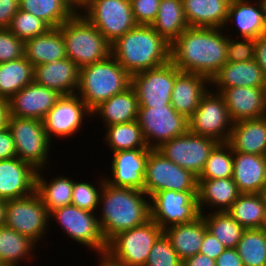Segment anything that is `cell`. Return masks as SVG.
I'll return each mask as SVG.
<instances>
[{
  "label": "cell",
  "instance_id": "cell-56",
  "mask_svg": "<svg viewBox=\"0 0 266 266\" xmlns=\"http://www.w3.org/2000/svg\"><path fill=\"white\" fill-rule=\"evenodd\" d=\"M7 200H0V227L5 225Z\"/></svg>",
  "mask_w": 266,
  "mask_h": 266
},
{
  "label": "cell",
  "instance_id": "cell-1",
  "mask_svg": "<svg viewBox=\"0 0 266 266\" xmlns=\"http://www.w3.org/2000/svg\"><path fill=\"white\" fill-rule=\"evenodd\" d=\"M227 32L224 28L188 27L170 44V61L181 72L211 80L227 62Z\"/></svg>",
  "mask_w": 266,
  "mask_h": 266
},
{
  "label": "cell",
  "instance_id": "cell-27",
  "mask_svg": "<svg viewBox=\"0 0 266 266\" xmlns=\"http://www.w3.org/2000/svg\"><path fill=\"white\" fill-rule=\"evenodd\" d=\"M240 194L233 178L198 180L197 200L200 213H207L209 209L210 212H225Z\"/></svg>",
  "mask_w": 266,
  "mask_h": 266
},
{
  "label": "cell",
  "instance_id": "cell-25",
  "mask_svg": "<svg viewBox=\"0 0 266 266\" xmlns=\"http://www.w3.org/2000/svg\"><path fill=\"white\" fill-rule=\"evenodd\" d=\"M210 88V80L206 76L180 72L175 78L171 105L177 113L189 119Z\"/></svg>",
  "mask_w": 266,
  "mask_h": 266
},
{
  "label": "cell",
  "instance_id": "cell-40",
  "mask_svg": "<svg viewBox=\"0 0 266 266\" xmlns=\"http://www.w3.org/2000/svg\"><path fill=\"white\" fill-rule=\"evenodd\" d=\"M201 216L206 222L208 231H210L225 248H236L245 229L226 211L207 212L201 214Z\"/></svg>",
  "mask_w": 266,
  "mask_h": 266
},
{
  "label": "cell",
  "instance_id": "cell-9",
  "mask_svg": "<svg viewBox=\"0 0 266 266\" xmlns=\"http://www.w3.org/2000/svg\"><path fill=\"white\" fill-rule=\"evenodd\" d=\"M80 13L110 44L138 25L130 0H89Z\"/></svg>",
  "mask_w": 266,
  "mask_h": 266
},
{
  "label": "cell",
  "instance_id": "cell-57",
  "mask_svg": "<svg viewBox=\"0 0 266 266\" xmlns=\"http://www.w3.org/2000/svg\"><path fill=\"white\" fill-rule=\"evenodd\" d=\"M76 11H80L89 0H67Z\"/></svg>",
  "mask_w": 266,
  "mask_h": 266
},
{
  "label": "cell",
  "instance_id": "cell-2",
  "mask_svg": "<svg viewBox=\"0 0 266 266\" xmlns=\"http://www.w3.org/2000/svg\"><path fill=\"white\" fill-rule=\"evenodd\" d=\"M98 208V223L107 243L118 233L151 219L150 198L144 191L114 187L107 182H104Z\"/></svg>",
  "mask_w": 266,
  "mask_h": 266
},
{
  "label": "cell",
  "instance_id": "cell-34",
  "mask_svg": "<svg viewBox=\"0 0 266 266\" xmlns=\"http://www.w3.org/2000/svg\"><path fill=\"white\" fill-rule=\"evenodd\" d=\"M36 246L34 241L17 231L5 225L0 227V262L9 266H19L21 261L22 264L31 263L30 259H37Z\"/></svg>",
  "mask_w": 266,
  "mask_h": 266
},
{
  "label": "cell",
  "instance_id": "cell-15",
  "mask_svg": "<svg viewBox=\"0 0 266 266\" xmlns=\"http://www.w3.org/2000/svg\"><path fill=\"white\" fill-rule=\"evenodd\" d=\"M218 143L213 138L194 134L188 130L186 133L162 143L156 150L165 158L198 177Z\"/></svg>",
  "mask_w": 266,
  "mask_h": 266
},
{
  "label": "cell",
  "instance_id": "cell-52",
  "mask_svg": "<svg viewBox=\"0 0 266 266\" xmlns=\"http://www.w3.org/2000/svg\"><path fill=\"white\" fill-rule=\"evenodd\" d=\"M215 262L216 266H244L236 248H226Z\"/></svg>",
  "mask_w": 266,
  "mask_h": 266
},
{
  "label": "cell",
  "instance_id": "cell-62",
  "mask_svg": "<svg viewBox=\"0 0 266 266\" xmlns=\"http://www.w3.org/2000/svg\"><path fill=\"white\" fill-rule=\"evenodd\" d=\"M0 266H9L8 264H4L2 262H0Z\"/></svg>",
  "mask_w": 266,
  "mask_h": 266
},
{
  "label": "cell",
  "instance_id": "cell-53",
  "mask_svg": "<svg viewBox=\"0 0 266 266\" xmlns=\"http://www.w3.org/2000/svg\"><path fill=\"white\" fill-rule=\"evenodd\" d=\"M266 75V34L255 39V59Z\"/></svg>",
  "mask_w": 266,
  "mask_h": 266
},
{
  "label": "cell",
  "instance_id": "cell-61",
  "mask_svg": "<svg viewBox=\"0 0 266 266\" xmlns=\"http://www.w3.org/2000/svg\"><path fill=\"white\" fill-rule=\"evenodd\" d=\"M264 6H265V14H266V0H263Z\"/></svg>",
  "mask_w": 266,
  "mask_h": 266
},
{
  "label": "cell",
  "instance_id": "cell-49",
  "mask_svg": "<svg viewBox=\"0 0 266 266\" xmlns=\"http://www.w3.org/2000/svg\"><path fill=\"white\" fill-rule=\"evenodd\" d=\"M225 249L224 245L210 231L207 230L199 253L216 260Z\"/></svg>",
  "mask_w": 266,
  "mask_h": 266
},
{
  "label": "cell",
  "instance_id": "cell-58",
  "mask_svg": "<svg viewBox=\"0 0 266 266\" xmlns=\"http://www.w3.org/2000/svg\"><path fill=\"white\" fill-rule=\"evenodd\" d=\"M259 195L262 198V201L265 207V212H266V187L259 192Z\"/></svg>",
  "mask_w": 266,
  "mask_h": 266
},
{
  "label": "cell",
  "instance_id": "cell-41",
  "mask_svg": "<svg viewBox=\"0 0 266 266\" xmlns=\"http://www.w3.org/2000/svg\"><path fill=\"white\" fill-rule=\"evenodd\" d=\"M234 152L228 142H219L207 161L197 180L225 179L233 176Z\"/></svg>",
  "mask_w": 266,
  "mask_h": 266
},
{
  "label": "cell",
  "instance_id": "cell-31",
  "mask_svg": "<svg viewBox=\"0 0 266 266\" xmlns=\"http://www.w3.org/2000/svg\"><path fill=\"white\" fill-rule=\"evenodd\" d=\"M24 57L35 67L54 59L66 58L65 42L59 28L24 41Z\"/></svg>",
  "mask_w": 266,
  "mask_h": 266
},
{
  "label": "cell",
  "instance_id": "cell-42",
  "mask_svg": "<svg viewBox=\"0 0 266 266\" xmlns=\"http://www.w3.org/2000/svg\"><path fill=\"white\" fill-rule=\"evenodd\" d=\"M236 250L244 266H266V235L261 228L245 229Z\"/></svg>",
  "mask_w": 266,
  "mask_h": 266
},
{
  "label": "cell",
  "instance_id": "cell-54",
  "mask_svg": "<svg viewBox=\"0 0 266 266\" xmlns=\"http://www.w3.org/2000/svg\"><path fill=\"white\" fill-rule=\"evenodd\" d=\"M182 266H216L215 260L198 253L182 261Z\"/></svg>",
  "mask_w": 266,
  "mask_h": 266
},
{
  "label": "cell",
  "instance_id": "cell-48",
  "mask_svg": "<svg viewBox=\"0 0 266 266\" xmlns=\"http://www.w3.org/2000/svg\"><path fill=\"white\" fill-rule=\"evenodd\" d=\"M161 0H130L132 12L138 25H151L158 14Z\"/></svg>",
  "mask_w": 266,
  "mask_h": 266
},
{
  "label": "cell",
  "instance_id": "cell-44",
  "mask_svg": "<svg viewBox=\"0 0 266 266\" xmlns=\"http://www.w3.org/2000/svg\"><path fill=\"white\" fill-rule=\"evenodd\" d=\"M8 29L23 41L46 33L50 27L32 13L18 9Z\"/></svg>",
  "mask_w": 266,
  "mask_h": 266
},
{
  "label": "cell",
  "instance_id": "cell-55",
  "mask_svg": "<svg viewBox=\"0 0 266 266\" xmlns=\"http://www.w3.org/2000/svg\"><path fill=\"white\" fill-rule=\"evenodd\" d=\"M9 101L0 97V130L8 125Z\"/></svg>",
  "mask_w": 266,
  "mask_h": 266
},
{
  "label": "cell",
  "instance_id": "cell-59",
  "mask_svg": "<svg viewBox=\"0 0 266 266\" xmlns=\"http://www.w3.org/2000/svg\"><path fill=\"white\" fill-rule=\"evenodd\" d=\"M99 263H97L99 266H113L109 264L104 258H98Z\"/></svg>",
  "mask_w": 266,
  "mask_h": 266
},
{
  "label": "cell",
  "instance_id": "cell-60",
  "mask_svg": "<svg viewBox=\"0 0 266 266\" xmlns=\"http://www.w3.org/2000/svg\"><path fill=\"white\" fill-rule=\"evenodd\" d=\"M261 229L263 230L264 234L266 235V218L264 220V223H263V226Z\"/></svg>",
  "mask_w": 266,
  "mask_h": 266
},
{
  "label": "cell",
  "instance_id": "cell-36",
  "mask_svg": "<svg viewBox=\"0 0 266 266\" xmlns=\"http://www.w3.org/2000/svg\"><path fill=\"white\" fill-rule=\"evenodd\" d=\"M34 81V66L23 56L0 63V97L9 100Z\"/></svg>",
  "mask_w": 266,
  "mask_h": 266
},
{
  "label": "cell",
  "instance_id": "cell-46",
  "mask_svg": "<svg viewBox=\"0 0 266 266\" xmlns=\"http://www.w3.org/2000/svg\"><path fill=\"white\" fill-rule=\"evenodd\" d=\"M255 59V39L227 37V62H245Z\"/></svg>",
  "mask_w": 266,
  "mask_h": 266
},
{
  "label": "cell",
  "instance_id": "cell-13",
  "mask_svg": "<svg viewBox=\"0 0 266 266\" xmlns=\"http://www.w3.org/2000/svg\"><path fill=\"white\" fill-rule=\"evenodd\" d=\"M137 121L149 148L156 149L189 130L188 119L172 107H139Z\"/></svg>",
  "mask_w": 266,
  "mask_h": 266
},
{
  "label": "cell",
  "instance_id": "cell-35",
  "mask_svg": "<svg viewBox=\"0 0 266 266\" xmlns=\"http://www.w3.org/2000/svg\"><path fill=\"white\" fill-rule=\"evenodd\" d=\"M152 28L168 43H172L188 27L182 0H161Z\"/></svg>",
  "mask_w": 266,
  "mask_h": 266
},
{
  "label": "cell",
  "instance_id": "cell-17",
  "mask_svg": "<svg viewBox=\"0 0 266 266\" xmlns=\"http://www.w3.org/2000/svg\"><path fill=\"white\" fill-rule=\"evenodd\" d=\"M92 118L91 110L77 95L61 96L44 117L43 126L48 138L53 142V137L63 140L71 138L82 130L84 120Z\"/></svg>",
  "mask_w": 266,
  "mask_h": 266
},
{
  "label": "cell",
  "instance_id": "cell-5",
  "mask_svg": "<svg viewBox=\"0 0 266 266\" xmlns=\"http://www.w3.org/2000/svg\"><path fill=\"white\" fill-rule=\"evenodd\" d=\"M59 29L63 34L67 58L79 68L102 61L111 55V44L80 11Z\"/></svg>",
  "mask_w": 266,
  "mask_h": 266
},
{
  "label": "cell",
  "instance_id": "cell-23",
  "mask_svg": "<svg viewBox=\"0 0 266 266\" xmlns=\"http://www.w3.org/2000/svg\"><path fill=\"white\" fill-rule=\"evenodd\" d=\"M80 68L69 58L54 59L34 67V81L61 96L76 93Z\"/></svg>",
  "mask_w": 266,
  "mask_h": 266
},
{
  "label": "cell",
  "instance_id": "cell-30",
  "mask_svg": "<svg viewBox=\"0 0 266 266\" xmlns=\"http://www.w3.org/2000/svg\"><path fill=\"white\" fill-rule=\"evenodd\" d=\"M189 27L224 28L231 0H182Z\"/></svg>",
  "mask_w": 266,
  "mask_h": 266
},
{
  "label": "cell",
  "instance_id": "cell-14",
  "mask_svg": "<svg viewBox=\"0 0 266 266\" xmlns=\"http://www.w3.org/2000/svg\"><path fill=\"white\" fill-rule=\"evenodd\" d=\"M188 124L191 133L228 142L233 122L222 95L210 88L188 119Z\"/></svg>",
  "mask_w": 266,
  "mask_h": 266
},
{
  "label": "cell",
  "instance_id": "cell-43",
  "mask_svg": "<svg viewBox=\"0 0 266 266\" xmlns=\"http://www.w3.org/2000/svg\"><path fill=\"white\" fill-rule=\"evenodd\" d=\"M96 179L99 181L94 185L91 182H84V180L83 182H74L71 205L97 213L105 178L102 175Z\"/></svg>",
  "mask_w": 266,
  "mask_h": 266
},
{
  "label": "cell",
  "instance_id": "cell-38",
  "mask_svg": "<svg viewBox=\"0 0 266 266\" xmlns=\"http://www.w3.org/2000/svg\"><path fill=\"white\" fill-rule=\"evenodd\" d=\"M226 212L244 229L262 228L266 218L265 207L259 193L240 194Z\"/></svg>",
  "mask_w": 266,
  "mask_h": 266
},
{
  "label": "cell",
  "instance_id": "cell-19",
  "mask_svg": "<svg viewBox=\"0 0 266 266\" xmlns=\"http://www.w3.org/2000/svg\"><path fill=\"white\" fill-rule=\"evenodd\" d=\"M60 97L55 90L33 81L8 100L9 116L43 120Z\"/></svg>",
  "mask_w": 266,
  "mask_h": 266
},
{
  "label": "cell",
  "instance_id": "cell-47",
  "mask_svg": "<svg viewBox=\"0 0 266 266\" xmlns=\"http://www.w3.org/2000/svg\"><path fill=\"white\" fill-rule=\"evenodd\" d=\"M24 56V41L8 28H0V63L9 62Z\"/></svg>",
  "mask_w": 266,
  "mask_h": 266
},
{
  "label": "cell",
  "instance_id": "cell-6",
  "mask_svg": "<svg viewBox=\"0 0 266 266\" xmlns=\"http://www.w3.org/2000/svg\"><path fill=\"white\" fill-rule=\"evenodd\" d=\"M163 230L152 220L115 235L103 258L113 266H145L154 242Z\"/></svg>",
  "mask_w": 266,
  "mask_h": 266
},
{
  "label": "cell",
  "instance_id": "cell-50",
  "mask_svg": "<svg viewBox=\"0 0 266 266\" xmlns=\"http://www.w3.org/2000/svg\"><path fill=\"white\" fill-rule=\"evenodd\" d=\"M15 157L17 156L13 136L7 126L0 130V160Z\"/></svg>",
  "mask_w": 266,
  "mask_h": 266
},
{
  "label": "cell",
  "instance_id": "cell-8",
  "mask_svg": "<svg viewBox=\"0 0 266 266\" xmlns=\"http://www.w3.org/2000/svg\"><path fill=\"white\" fill-rule=\"evenodd\" d=\"M50 222H58L62 232L74 243L95 251L97 258H103L107 249L96 213L69 205L52 211L49 214Z\"/></svg>",
  "mask_w": 266,
  "mask_h": 266
},
{
  "label": "cell",
  "instance_id": "cell-18",
  "mask_svg": "<svg viewBox=\"0 0 266 266\" xmlns=\"http://www.w3.org/2000/svg\"><path fill=\"white\" fill-rule=\"evenodd\" d=\"M151 148L121 150L111 155V174L105 182L114 187L140 189L144 191L146 161Z\"/></svg>",
  "mask_w": 266,
  "mask_h": 266
},
{
  "label": "cell",
  "instance_id": "cell-28",
  "mask_svg": "<svg viewBox=\"0 0 266 266\" xmlns=\"http://www.w3.org/2000/svg\"><path fill=\"white\" fill-rule=\"evenodd\" d=\"M228 143L233 152L266 156V116L234 122Z\"/></svg>",
  "mask_w": 266,
  "mask_h": 266
},
{
  "label": "cell",
  "instance_id": "cell-10",
  "mask_svg": "<svg viewBox=\"0 0 266 266\" xmlns=\"http://www.w3.org/2000/svg\"><path fill=\"white\" fill-rule=\"evenodd\" d=\"M49 218L48 210L36 192L24 198L7 200L5 226L37 245L46 240L50 224L53 225Z\"/></svg>",
  "mask_w": 266,
  "mask_h": 266
},
{
  "label": "cell",
  "instance_id": "cell-4",
  "mask_svg": "<svg viewBox=\"0 0 266 266\" xmlns=\"http://www.w3.org/2000/svg\"><path fill=\"white\" fill-rule=\"evenodd\" d=\"M131 86V75L109 55L106 59L80 68L76 93L92 111L113 95Z\"/></svg>",
  "mask_w": 266,
  "mask_h": 266
},
{
  "label": "cell",
  "instance_id": "cell-37",
  "mask_svg": "<svg viewBox=\"0 0 266 266\" xmlns=\"http://www.w3.org/2000/svg\"><path fill=\"white\" fill-rule=\"evenodd\" d=\"M19 9L32 13L50 28H59L77 12L67 0H19Z\"/></svg>",
  "mask_w": 266,
  "mask_h": 266
},
{
  "label": "cell",
  "instance_id": "cell-3",
  "mask_svg": "<svg viewBox=\"0 0 266 266\" xmlns=\"http://www.w3.org/2000/svg\"><path fill=\"white\" fill-rule=\"evenodd\" d=\"M110 46L111 55L130 75L170 61V43L151 25H137Z\"/></svg>",
  "mask_w": 266,
  "mask_h": 266
},
{
  "label": "cell",
  "instance_id": "cell-51",
  "mask_svg": "<svg viewBox=\"0 0 266 266\" xmlns=\"http://www.w3.org/2000/svg\"><path fill=\"white\" fill-rule=\"evenodd\" d=\"M19 9V0H0V28H8Z\"/></svg>",
  "mask_w": 266,
  "mask_h": 266
},
{
  "label": "cell",
  "instance_id": "cell-45",
  "mask_svg": "<svg viewBox=\"0 0 266 266\" xmlns=\"http://www.w3.org/2000/svg\"><path fill=\"white\" fill-rule=\"evenodd\" d=\"M145 266H182V260L164 233L154 242Z\"/></svg>",
  "mask_w": 266,
  "mask_h": 266
},
{
  "label": "cell",
  "instance_id": "cell-29",
  "mask_svg": "<svg viewBox=\"0 0 266 266\" xmlns=\"http://www.w3.org/2000/svg\"><path fill=\"white\" fill-rule=\"evenodd\" d=\"M138 96L132 86L121 93L113 95L107 101L102 102L91 111L92 118L95 116L102 119L104 127L113 124L130 123L137 120Z\"/></svg>",
  "mask_w": 266,
  "mask_h": 266
},
{
  "label": "cell",
  "instance_id": "cell-22",
  "mask_svg": "<svg viewBox=\"0 0 266 266\" xmlns=\"http://www.w3.org/2000/svg\"><path fill=\"white\" fill-rule=\"evenodd\" d=\"M232 122L266 116V87H233L220 92Z\"/></svg>",
  "mask_w": 266,
  "mask_h": 266
},
{
  "label": "cell",
  "instance_id": "cell-39",
  "mask_svg": "<svg viewBox=\"0 0 266 266\" xmlns=\"http://www.w3.org/2000/svg\"><path fill=\"white\" fill-rule=\"evenodd\" d=\"M105 139L111 152L149 148L138 121L105 127Z\"/></svg>",
  "mask_w": 266,
  "mask_h": 266
},
{
  "label": "cell",
  "instance_id": "cell-24",
  "mask_svg": "<svg viewBox=\"0 0 266 266\" xmlns=\"http://www.w3.org/2000/svg\"><path fill=\"white\" fill-rule=\"evenodd\" d=\"M211 89L220 93L233 87H266V75L255 60L226 62L210 80ZM215 87V88H214Z\"/></svg>",
  "mask_w": 266,
  "mask_h": 266
},
{
  "label": "cell",
  "instance_id": "cell-20",
  "mask_svg": "<svg viewBox=\"0 0 266 266\" xmlns=\"http://www.w3.org/2000/svg\"><path fill=\"white\" fill-rule=\"evenodd\" d=\"M230 22V23H229ZM230 25L237 31L230 35ZM235 25V26H234ZM229 26V27H228ZM230 30L229 36L253 38L266 34V14L263 0H231L224 29Z\"/></svg>",
  "mask_w": 266,
  "mask_h": 266
},
{
  "label": "cell",
  "instance_id": "cell-11",
  "mask_svg": "<svg viewBox=\"0 0 266 266\" xmlns=\"http://www.w3.org/2000/svg\"><path fill=\"white\" fill-rule=\"evenodd\" d=\"M198 180L191 171L183 169L151 149L146 161L144 192L150 197L161 190L197 192Z\"/></svg>",
  "mask_w": 266,
  "mask_h": 266
},
{
  "label": "cell",
  "instance_id": "cell-32",
  "mask_svg": "<svg viewBox=\"0 0 266 266\" xmlns=\"http://www.w3.org/2000/svg\"><path fill=\"white\" fill-rule=\"evenodd\" d=\"M207 225L200 215L196 220L171 226L163 231L169 239L171 246L184 259L194 256L200 252Z\"/></svg>",
  "mask_w": 266,
  "mask_h": 266
},
{
  "label": "cell",
  "instance_id": "cell-7",
  "mask_svg": "<svg viewBox=\"0 0 266 266\" xmlns=\"http://www.w3.org/2000/svg\"><path fill=\"white\" fill-rule=\"evenodd\" d=\"M7 126L13 136L16 156L36 170H46L53 145L45 132L43 121L9 116Z\"/></svg>",
  "mask_w": 266,
  "mask_h": 266
},
{
  "label": "cell",
  "instance_id": "cell-21",
  "mask_svg": "<svg viewBox=\"0 0 266 266\" xmlns=\"http://www.w3.org/2000/svg\"><path fill=\"white\" fill-rule=\"evenodd\" d=\"M37 170L18 157L0 160V200L24 198L35 192Z\"/></svg>",
  "mask_w": 266,
  "mask_h": 266
},
{
  "label": "cell",
  "instance_id": "cell-16",
  "mask_svg": "<svg viewBox=\"0 0 266 266\" xmlns=\"http://www.w3.org/2000/svg\"><path fill=\"white\" fill-rule=\"evenodd\" d=\"M181 71L167 64L131 75V86L138 96L139 107L171 105L175 78Z\"/></svg>",
  "mask_w": 266,
  "mask_h": 266
},
{
  "label": "cell",
  "instance_id": "cell-33",
  "mask_svg": "<svg viewBox=\"0 0 266 266\" xmlns=\"http://www.w3.org/2000/svg\"><path fill=\"white\" fill-rule=\"evenodd\" d=\"M44 169L37 170L35 192L39 195L48 213L64 206L71 205L74 178L55 175L51 180L43 177ZM47 179V180H46Z\"/></svg>",
  "mask_w": 266,
  "mask_h": 266
},
{
  "label": "cell",
  "instance_id": "cell-26",
  "mask_svg": "<svg viewBox=\"0 0 266 266\" xmlns=\"http://www.w3.org/2000/svg\"><path fill=\"white\" fill-rule=\"evenodd\" d=\"M232 178L241 194L259 193L266 187V156L234 152Z\"/></svg>",
  "mask_w": 266,
  "mask_h": 266
},
{
  "label": "cell",
  "instance_id": "cell-12",
  "mask_svg": "<svg viewBox=\"0 0 266 266\" xmlns=\"http://www.w3.org/2000/svg\"><path fill=\"white\" fill-rule=\"evenodd\" d=\"M150 218L165 229L196 220L200 215L197 192L161 190L150 197Z\"/></svg>",
  "mask_w": 266,
  "mask_h": 266
}]
</instances>
